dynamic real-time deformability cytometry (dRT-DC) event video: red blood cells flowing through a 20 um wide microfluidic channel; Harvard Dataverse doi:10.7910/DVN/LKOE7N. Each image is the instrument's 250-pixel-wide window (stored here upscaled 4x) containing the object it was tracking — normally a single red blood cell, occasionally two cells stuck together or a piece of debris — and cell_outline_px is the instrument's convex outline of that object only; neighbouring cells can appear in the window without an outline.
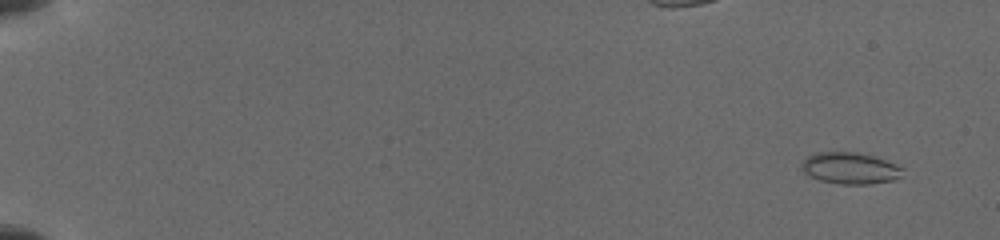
{"species": "common noctule bat (a hibernating species)", "species_latin": "Nyctalus noctula", "temperature_condition": "cold", "stored_images_in_passage": 46, "camera_frame_rate_fps": 3000, "um_per_image_px": 0.085, "animal": {"sex": "female", "body_mass_g": 19.5, "forearm_length_mm": 54.1}, "frame": {"image": 1, "passage_image": 1, "time_ms": 0.0, "image_size_px": [1000, 240], "cell_outline_px": [[904, 168], [900, 176], [892, 180], [868, 184], [840, 184], [820, 180], [804, 172], [800, 168], [800, 164], [812, 152], [856, 152], [872, 156], [884, 160]], "centroid_in_image_um": [72.21, 14.29], "position_along_channel_um": 12.8, "area_um2": 18.38}}
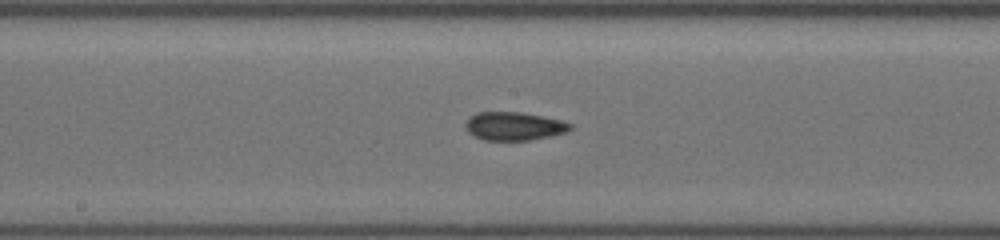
{"frame": {"image": 2, "passage_image": 29, "time_ms": 9.333, "image_size_px": [1000, 240], "cell_outline_px": [[572, 128], [564, 132], [548, 136], [528, 140], [484, 140], [468, 132], [464, 124], [472, 116], [480, 112], [520, 112], [560, 120], [572, 124]], "centroid_in_image_um": [43.67, 10.72], "position_along_channel_um": 204.5, "area_um2": 16.88}}
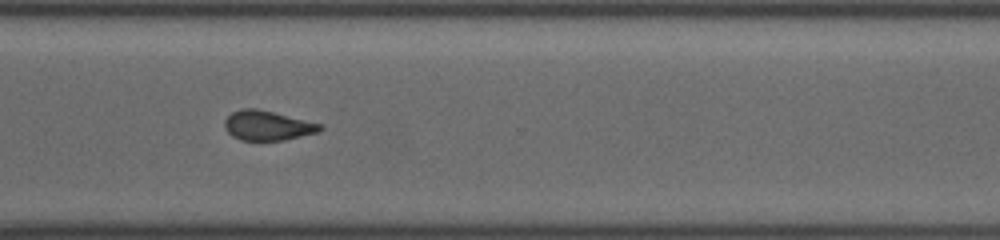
{"frame": {"image": 3, "passage_image": 45, "time_ms": 13.0, "image_size_px": [1000, 240], "cell_outline_px": [[324, 128], [320, 132], [284, 140], [240, 140], [232, 136], [224, 128], [224, 120], [232, 112], [240, 108], [256, 108], [320, 124]], "centroid_in_image_um": [22.7, 10.67], "position_along_channel_um": 347.9, "area_um2": 16.42}}